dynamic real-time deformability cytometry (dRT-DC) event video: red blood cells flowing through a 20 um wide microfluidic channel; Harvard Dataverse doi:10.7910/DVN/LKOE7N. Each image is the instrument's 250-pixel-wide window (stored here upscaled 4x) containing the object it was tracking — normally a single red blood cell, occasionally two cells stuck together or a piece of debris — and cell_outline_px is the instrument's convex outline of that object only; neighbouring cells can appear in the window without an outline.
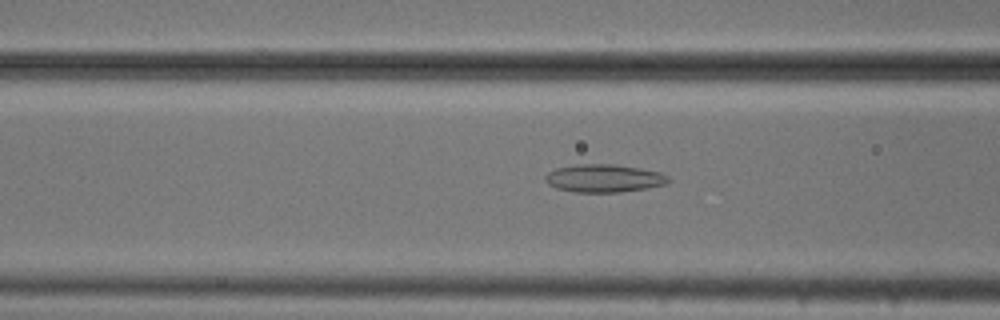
{"species": "common noctule bat (a hibernating species)", "species_latin": "Nyctalus noctula", "temperature_condition": "cold", "stored_images_in_passage": 53, "camera_frame_rate_fps": 3000, "um_per_image_px": 0.085, "animal": {"sex": "male", "body_mass_g": 20.5, "forearm_length_mm": 52.5}, "frame": {"image": 1, "passage_image": 21, "time_ms": 6.667, "image_size_px": [1000, 320], "cell_outline_px": [[672, 180], [668, 184], [648, 188], [620, 192], [576, 192], [556, 188], [548, 184], [544, 180], [544, 176], [548, 172], [556, 168], [576, 164], [616, 164], [640, 168], [660, 172], [668, 176]], "centroid_in_image_um": [51.36, 15.15], "position_along_channel_um": 115.2, "area_um2": 20.29}}
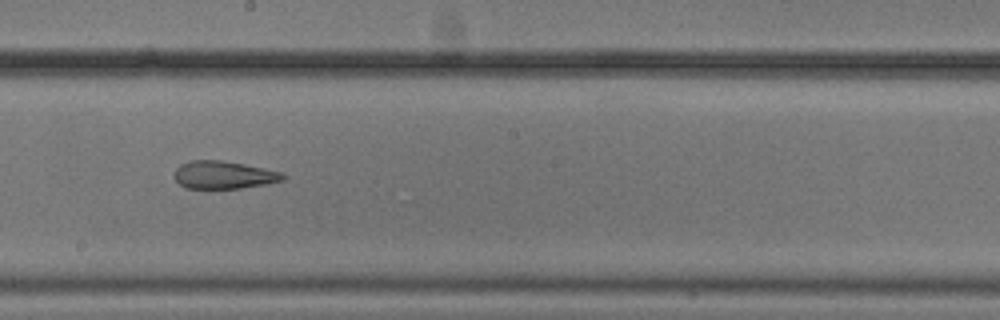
{"frame": {"image": 2, "passage_image": 30, "time_ms": 9.667, "image_size_px": [1000, 320], "cell_outline_px": [[284, 180], [264, 184], [240, 188], [184, 188], [176, 180], [176, 168], [180, 164], [192, 160], [220, 160], [244, 164], [280, 172], [284, 176]], "centroid_in_image_um": [18.98, 14.86], "position_along_channel_um": 229.2, "area_um2": 17.22}}
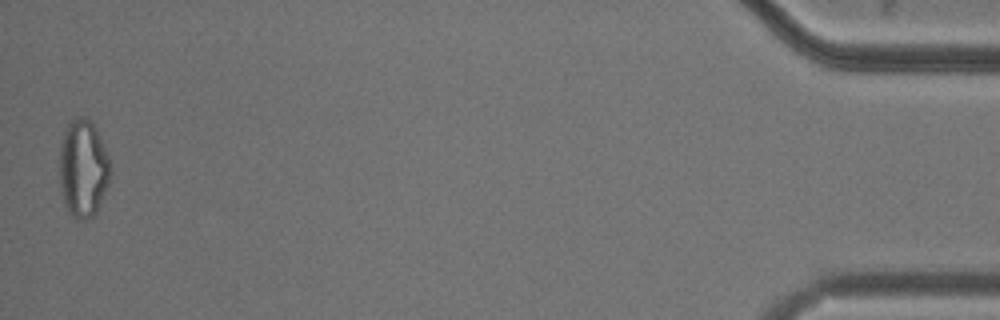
{"frame": {"image": 3, "passage_image": 53, "time_ms": 17.333, "image_size_px": [1000, 320], "cell_outline_px": [[112, 172], [108, 184], [96, 212], [92, 216], [84, 220], [76, 220], [68, 212], [64, 204], [60, 192], [60, 148], [64, 132], [68, 124], [76, 116], [84, 116], [92, 120], [108, 156], [112, 168]], "centroid_in_image_um": [7.06, 14.33], "position_along_channel_um": 428.1, "area_um2": 29.19}, "authors_computed_cell_mechanics": {"area_um2": 23.8714, "velocity_mm_per_s": 3.7865, "shape_relaxation_time_tau1_ms": null, "shape_relaxation_time_tau2_ms": 2.9589, "deformation_change_tau1": null, "deformation_change_tau2": 0.1208}}